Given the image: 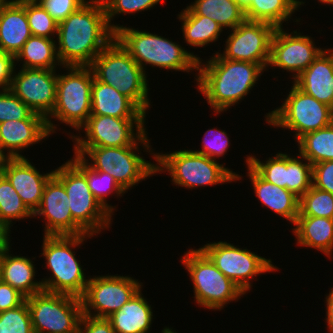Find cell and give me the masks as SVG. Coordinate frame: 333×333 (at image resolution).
<instances>
[{"mask_svg":"<svg viewBox=\"0 0 333 333\" xmlns=\"http://www.w3.org/2000/svg\"><path fill=\"white\" fill-rule=\"evenodd\" d=\"M57 56L61 66H90L114 39L101 0H88L58 23Z\"/></svg>","mask_w":333,"mask_h":333,"instance_id":"1","label":"cell"},{"mask_svg":"<svg viewBox=\"0 0 333 333\" xmlns=\"http://www.w3.org/2000/svg\"><path fill=\"white\" fill-rule=\"evenodd\" d=\"M202 61H198L197 89L217 115L241 102L267 70L257 63L225 59L217 51L205 64Z\"/></svg>","mask_w":333,"mask_h":333,"instance_id":"2","label":"cell"},{"mask_svg":"<svg viewBox=\"0 0 333 333\" xmlns=\"http://www.w3.org/2000/svg\"><path fill=\"white\" fill-rule=\"evenodd\" d=\"M115 39L144 71L148 64L159 69L187 73L198 70V61L201 60L198 55L190 53L180 44L169 40V38L158 36L156 33L118 24Z\"/></svg>","mask_w":333,"mask_h":333,"instance_id":"3","label":"cell"},{"mask_svg":"<svg viewBox=\"0 0 333 333\" xmlns=\"http://www.w3.org/2000/svg\"><path fill=\"white\" fill-rule=\"evenodd\" d=\"M86 238L92 235H44L41 256L46 259L45 268L52 274L41 280L44 291L83 296L89 277L86 279L73 248L81 246Z\"/></svg>","mask_w":333,"mask_h":333,"instance_id":"4","label":"cell"},{"mask_svg":"<svg viewBox=\"0 0 333 333\" xmlns=\"http://www.w3.org/2000/svg\"><path fill=\"white\" fill-rule=\"evenodd\" d=\"M147 138L145 134L135 145L124 147H73L74 155L82 158L93 170L109 172L126 192L147 177L156 175V164L138 155L140 151L138 146L142 144L146 152H151L155 160V153L152 152L151 143H149L150 139Z\"/></svg>","mask_w":333,"mask_h":333,"instance_id":"5","label":"cell"},{"mask_svg":"<svg viewBox=\"0 0 333 333\" xmlns=\"http://www.w3.org/2000/svg\"><path fill=\"white\" fill-rule=\"evenodd\" d=\"M89 67L96 80L117 89L146 114L151 105L146 71L116 39L94 58Z\"/></svg>","mask_w":333,"mask_h":333,"instance_id":"6","label":"cell"},{"mask_svg":"<svg viewBox=\"0 0 333 333\" xmlns=\"http://www.w3.org/2000/svg\"><path fill=\"white\" fill-rule=\"evenodd\" d=\"M156 173L168 172L173 184L191 190L198 187L214 186L240 180L236 174L223 164L191 149L174 151L170 154L155 152Z\"/></svg>","mask_w":333,"mask_h":333,"instance_id":"7","label":"cell"},{"mask_svg":"<svg viewBox=\"0 0 333 333\" xmlns=\"http://www.w3.org/2000/svg\"><path fill=\"white\" fill-rule=\"evenodd\" d=\"M68 72L58 74L56 102L52 113L46 118L50 134L56 133V119L76 131L87 122L91 115V92L93 72L89 66L64 67Z\"/></svg>","mask_w":333,"mask_h":333,"instance_id":"8","label":"cell"},{"mask_svg":"<svg viewBox=\"0 0 333 333\" xmlns=\"http://www.w3.org/2000/svg\"><path fill=\"white\" fill-rule=\"evenodd\" d=\"M184 253L181 262L193 283L195 303L209 310H222L245 295L199 248Z\"/></svg>","mask_w":333,"mask_h":333,"instance_id":"9","label":"cell"},{"mask_svg":"<svg viewBox=\"0 0 333 333\" xmlns=\"http://www.w3.org/2000/svg\"><path fill=\"white\" fill-rule=\"evenodd\" d=\"M54 176L66 189L73 221L86 234L94 236L110 228L114 214L93 196L86 175L71 160L57 167Z\"/></svg>","mask_w":333,"mask_h":333,"instance_id":"10","label":"cell"},{"mask_svg":"<svg viewBox=\"0 0 333 333\" xmlns=\"http://www.w3.org/2000/svg\"><path fill=\"white\" fill-rule=\"evenodd\" d=\"M284 103L264 116L273 127L293 130L296 141L333 122L331 107L300 90L294 83Z\"/></svg>","mask_w":333,"mask_h":333,"instance_id":"11","label":"cell"},{"mask_svg":"<svg viewBox=\"0 0 333 333\" xmlns=\"http://www.w3.org/2000/svg\"><path fill=\"white\" fill-rule=\"evenodd\" d=\"M34 333H76L83 315L81 298L42 291L27 297Z\"/></svg>","mask_w":333,"mask_h":333,"instance_id":"12","label":"cell"},{"mask_svg":"<svg viewBox=\"0 0 333 333\" xmlns=\"http://www.w3.org/2000/svg\"><path fill=\"white\" fill-rule=\"evenodd\" d=\"M214 265L245 294L252 288L251 279L257 275L277 271L271 259L264 258L247 248L219 241L210 242L199 248Z\"/></svg>","mask_w":333,"mask_h":333,"instance_id":"13","label":"cell"},{"mask_svg":"<svg viewBox=\"0 0 333 333\" xmlns=\"http://www.w3.org/2000/svg\"><path fill=\"white\" fill-rule=\"evenodd\" d=\"M145 120V118L90 115L87 122L80 128L85 131V137L82 138L80 132L79 136L70 135V137L74 140V147L132 146L147 133Z\"/></svg>","mask_w":333,"mask_h":333,"instance_id":"14","label":"cell"},{"mask_svg":"<svg viewBox=\"0 0 333 333\" xmlns=\"http://www.w3.org/2000/svg\"><path fill=\"white\" fill-rule=\"evenodd\" d=\"M142 284L130 276L118 274L90 277L81 297L83 314L108 318L120 310L142 288Z\"/></svg>","mask_w":333,"mask_h":333,"instance_id":"15","label":"cell"},{"mask_svg":"<svg viewBox=\"0 0 333 333\" xmlns=\"http://www.w3.org/2000/svg\"><path fill=\"white\" fill-rule=\"evenodd\" d=\"M275 30L272 24L245 20L231 30L225 49L219 54L225 59L257 63L267 69Z\"/></svg>","mask_w":333,"mask_h":333,"instance_id":"16","label":"cell"},{"mask_svg":"<svg viewBox=\"0 0 333 333\" xmlns=\"http://www.w3.org/2000/svg\"><path fill=\"white\" fill-rule=\"evenodd\" d=\"M12 75L9 89L32 111L47 118L56 102V69L21 68Z\"/></svg>","mask_w":333,"mask_h":333,"instance_id":"17","label":"cell"},{"mask_svg":"<svg viewBox=\"0 0 333 333\" xmlns=\"http://www.w3.org/2000/svg\"><path fill=\"white\" fill-rule=\"evenodd\" d=\"M311 39L297 30L289 34L283 27L276 28L271 41L268 68L278 67L291 72L294 81L324 50Z\"/></svg>","mask_w":333,"mask_h":333,"instance_id":"18","label":"cell"},{"mask_svg":"<svg viewBox=\"0 0 333 333\" xmlns=\"http://www.w3.org/2000/svg\"><path fill=\"white\" fill-rule=\"evenodd\" d=\"M35 216L44 217V235L86 234L73 221L66 189L54 175L45 185L40 206L33 213Z\"/></svg>","mask_w":333,"mask_h":333,"instance_id":"19","label":"cell"},{"mask_svg":"<svg viewBox=\"0 0 333 333\" xmlns=\"http://www.w3.org/2000/svg\"><path fill=\"white\" fill-rule=\"evenodd\" d=\"M1 173L8 179L22 202L34 213L40 206L43 191L54 170L41 174L25 157L7 158Z\"/></svg>","mask_w":333,"mask_h":333,"instance_id":"20","label":"cell"},{"mask_svg":"<svg viewBox=\"0 0 333 333\" xmlns=\"http://www.w3.org/2000/svg\"><path fill=\"white\" fill-rule=\"evenodd\" d=\"M50 135L46 119L8 120L0 123V150L7 158L25 157L22 150Z\"/></svg>","mask_w":333,"mask_h":333,"instance_id":"21","label":"cell"},{"mask_svg":"<svg viewBox=\"0 0 333 333\" xmlns=\"http://www.w3.org/2000/svg\"><path fill=\"white\" fill-rule=\"evenodd\" d=\"M304 93L333 106V49H325L292 82Z\"/></svg>","mask_w":333,"mask_h":333,"instance_id":"22","label":"cell"},{"mask_svg":"<svg viewBox=\"0 0 333 333\" xmlns=\"http://www.w3.org/2000/svg\"><path fill=\"white\" fill-rule=\"evenodd\" d=\"M249 177L256 197L280 217L289 220L293 225L299 214V197L286 188L279 187L263 179L250 165L249 156L245 160Z\"/></svg>","mask_w":333,"mask_h":333,"instance_id":"23","label":"cell"},{"mask_svg":"<svg viewBox=\"0 0 333 333\" xmlns=\"http://www.w3.org/2000/svg\"><path fill=\"white\" fill-rule=\"evenodd\" d=\"M31 36L24 6L8 0L0 9V51L15 58Z\"/></svg>","mask_w":333,"mask_h":333,"instance_id":"24","label":"cell"},{"mask_svg":"<svg viewBox=\"0 0 333 333\" xmlns=\"http://www.w3.org/2000/svg\"><path fill=\"white\" fill-rule=\"evenodd\" d=\"M10 248L0 252V280L17 289L26 298L44 291L42 282L35 279V265L28 257L9 253Z\"/></svg>","mask_w":333,"mask_h":333,"instance_id":"25","label":"cell"},{"mask_svg":"<svg viewBox=\"0 0 333 333\" xmlns=\"http://www.w3.org/2000/svg\"><path fill=\"white\" fill-rule=\"evenodd\" d=\"M91 115L116 118H145L146 114L127 96L112 86L93 78Z\"/></svg>","mask_w":333,"mask_h":333,"instance_id":"26","label":"cell"},{"mask_svg":"<svg viewBox=\"0 0 333 333\" xmlns=\"http://www.w3.org/2000/svg\"><path fill=\"white\" fill-rule=\"evenodd\" d=\"M142 288L107 319L111 322L115 333H148L153 321V310L146 298L142 296Z\"/></svg>","mask_w":333,"mask_h":333,"instance_id":"27","label":"cell"},{"mask_svg":"<svg viewBox=\"0 0 333 333\" xmlns=\"http://www.w3.org/2000/svg\"><path fill=\"white\" fill-rule=\"evenodd\" d=\"M296 244L315 248L329 259L333 251V219L314 216H297L292 230Z\"/></svg>","mask_w":333,"mask_h":333,"instance_id":"28","label":"cell"},{"mask_svg":"<svg viewBox=\"0 0 333 333\" xmlns=\"http://www.w3.org/2000/svg\"><path fill=\"white\" fill-rule=\"evenodd\" d=\"M302 4L305 2L299 0H252L244 14L248 21L266 22L281 28Z\"/></svg>","mask_w":333,"mask_h":333,"instance_id":"29","label":"cell"},{"mask_svg":"<svg viewBox=\"0 0 333 333\" xmlns=\"http://www.w3.org/2000/svg\"><path fill=\"white\" fill-rule=\"evenodd\" d=\"M56 44L54 39L32 35L14 60L21 61L22 68L56 69L61 67Z\"/></svg>","mask_w":333,"mask_h":333,"instance_id":"30","label":"cell"},{"mask_svg":"<svg viewBox=\"0 0 333 333\" xmlns=\"http://www.w3.org/2000/svg\"><path fill=\"white\" fill-rule=\"evenodd\" d=\"M178 19L182 21V33L189 46H209L218 40L223 31L217 22L209 17L194 15L187 7L178 14Z\"/></svg>","mask_w":333,"mask_h":333,"instance_id":"31","label":"cell"},{"mask_svg":"<svg viewBox=\"0 0 333 333\" xmlns=\"http://www.w3.org/2000/svg\"><path fill=\"white\" fill-rule=\"evenodd\" d=\"M187 8L194 15L209 17L229 31L246 20L244 10L234 0H195Z\"/></svg>","mask_w":333,"mask_h":333,"instance_id":"32","label":"cell"},{"mask_svg":"<svg viewBox=\"0 0 333 333\" xmlns=\"http://www.w3.org/2000/svg\"><path fill=\"white\" fill-rule=\"evenodd\" d=\"M299 154L312 165L333 160V122L324 128L304 134L297 140Z\"/></svg>","mask_w":333,"mask_h":333,"instance_id":"33","label":"cell"},{"mask_svg":"<svg viewBox=\"0 0 333 333\" xmlns=\"http://www.w3.org/2000/svg\"><path fill=\"white\" fill-rule=\"evenodd\" d=\"M85 175L89 189L93 196L101 202L112 214L115 211V206L109 205L106 197L111 193H116L115 196H122L125 191L118 185L109 172L96 171L90 168L82 158L74 155L70 159Z\"/></svg>","mask_w":333,"mask_h":333,"instance_id":"34","label":"cell"},{"mask_svg":"<svg viewBox=\"0 0 333 333\" xmlns=\"http://www.w3.org/2000/svg\"><path fill=\"white\" fill-rule=\"evenodd\" d=\"M0 216L9 226H13L14 220L33 217V213L22 202L21 197L2 173H0Z\"/></svg>","mask_w":333,"mask_h":333,"instance_id":"35","label":"cell"},{"mask_svg":"<svg viewBox=\"0 0 333 333\" xmlns=\"http://www.w3.org/2000/svg\"><path fill=\"white\" fill-rule=\"evenodd\" d=\"M26 10V16L33 36L54 39L57 35L58 22L44 9L37 0H18Z\"/></svg>","mask_w":333,"mask_h":333,"instance_id":"36","label":"cell"},{"mask_svg":"<svg viewBox=\"0 0 333 333\" xmlns=\"http://www.w3.org/2000/svg\"><path fill=\"white\" fill-rule=\"evenodd\" d=\"M249 165L266 181L287 189V153L278 152L266 161L249 155Z\"/></svg>","mask_w":333,"mask_h":333,"instance_id":"37","label":"cell"},{"mask_svg":"<svg viewBox=\"0 0 333 333\" xmlns=\"http://www.w3.org/2000/svg\"><path fill=\"white\" fill-rule=\"evenodd\" d=\"M298 216H314L333 219V194L311 186L299 198Z\"/></svg>","mask_w":333,"mask_h":333,"instance_id":"38","label":"cell"},{"mask_svg":"<svg viewBox=\"0 0 333 333\" xmlns=\"http://www.w3.org/2000/svg\"><path fill=\"white\" fill-rule=\"evenodd\" d=\"M311 186L312 164L300 154H287V190L300 198Z\"/></svg>","mask_w":333,"mask_h":333,"instance_id":"39","label":"cell"},{"mask_svg":"<svg viewBox=\"0 0 333 333\" xmlns=\"http://www.w3.org/2000/svg\"><path fill=\"white\" fill-rule=\"evenodd\" d=\"M46 119L32 111L9 88L0 89V123L8 120Z\"/></svg>","mask_w":333,"mask_h":333,"instance_id":"40","label":"cell"},{"mask_svg":"<svg viewBox=\"0 0 333 333\" xmlns=\"http://www.w3.org/2000/svg\"><path fill=\"white\" fill-rule=\"evenodd\" d=\"M0 333H34L26 300L16 308L0 312Z\"/></svg>","mask_w":333,"mask_h":333,"instance_id":"41","label":"cell"},{"mask_svg":"<svg viewBox=\"0 0 333 333\" xmlns=\"http://www.w3.org/2000/svg\"><path fill=\"white\" fill-rule=\"evenodd\" d=\"M105 14L107 17V21L109 26L116 31L118 29V25L111 24V20L116 17L118 14H132L141 11H147L150 8H153L158 3L163 2V0H101Z\"/></svg>","mask_w":333,"mask_h":333,"instance_id":"42","label":"cell"},{"mask_svg":"<svg viewBox=\"0 0 333 333\" xmlns=\"http://www.w3.org/2000/svg\"><path fill=\"white\" fill-rule=\"evenodd\" d=\"M202 150H193L196 153L203 154L215 161L226 154L230 146L228 134L220 129H208L203 138Z\"/></svg>","mask_w":333,"mask_h":333,"instance_id":"43","label":"cell"},{"mask_svg":"<svg viewBox=\"0 0 333 333\" xmlns=\"http://www.w3.org/2000/svg\"><path fill=\"white\" fill-rule=\"evenodd\" d=\"M44 9L58 22L78 10L88 0H37Z\"/></svg>","mask_w":333,"mask_h":333,"instance_id":"44","label":"cell"},{"mask_svg":"<svg viewBox=\"0 0 333 333\" xmlns=\"http://www.w3.org/2000/svg\"><path fill=\"white\" fill-rule=\"evenodd\" d=\"M312 186L333 194V160L312 165Z\"/></svg>","mask_w":333,"mask_h":333,"instance_id":"45","label":"cell"},{"mask_svg":"<svg viewBox=\"0 0 333 333\" xmlns=\"http://www.w3.org/2000/svg\"><path fill=\"white\" fill-rule=\"evenodd\" d=\"M76 333H115L107 318H95L82 315Z\"/></svg>","mask_w":333,"mask_h":333,"instance_id":"46","label":"cell"},{"mask_svg":"<svg viewBox=\"0 0 333 333\" xmlns=\"http://www.w3.org/2000/svg\"><path fill=\"white\" fill-rule=\"evenodd\" d=\"M26 297L0 280V312L20 306Z\"/></svg>","mask_w":333,"mask_h":333,"instance_id":"47","label":"cell"},{"mask_svg":"<svg viewBox=\"0 0 333 333\" xmlns=\"http://www.w3.org/2000/svg\"><path fill=\"white\" fill-rule=\"evenodd\" d=\"M16 64L12 55L0 51V88H9Z\"/></svg>","mask_w":333,"mask_h":333,"instance_id":"48","label":"cell"},{"mask_svg":"<svg viewBox=\"0 0 333 333\" xmlns=\"http://www.w3.org/2000/svg\"><path fill=\"white\" fill-rule=\"evenodd\" d=\"M11 226H9L0 216V252L2 250L11 248L10 247V228ZM10 241V242H9Z\"/></svg>","mask_w":333,"mask_h":333,"instance_id":"49","label":"cell"},{"mask_svg":"<svg viewBox=\"0 0 333 333\" xmlns=\"http://www.w3.org/2000/svg\"><path fill=\"white\" fill-rule=\"evenodd\" d=\"M326 315L324 320L327 323L328 332L333 333V288L331 287L329 294L326 296Z\"/></svg>","mask_w":333,"mask_h":333,"instance_id":"50","label":"cell"},{"mask_svg":"<svg viewBox=\"0 0 333 333\" xmlns=\"http://www.w3.org/2000/svg\"><path fill=\"white\" fill-rule=\"evenodd\" d=\"M244 11L250 6L252 0H234Z\"/></svg>","mask_w":333,"mask_h":333,"instance_id":"51","label":"cell"},{"mask_svg":"<svg viewBox=\"0 0 333 333\" xmlns=\"http://www.w3.org/2000/svg\"><path fill=\"white\" fill-rule=\"evenodd\" d=\"M6 159H7V157L0 150V168H3L4 162Z\"/></svg>","mask_w":333,"mask_h":333,"instance_id":"52","label":"cell"},{"mask_svg":"<svg viewBox=\"0 0 333 333\" xmlns=\"http://www.w3.org/2000/svg\"><path fill=\"white\" fill-rule=\"evenodd\" d=\"M318 2L322 4H328V5H333V0H318Z\"/></svg>","mask_w":333,"mask_h":333,"instance_id":"53","label":"cell"},{"mask_svg":"<svg viewBox=\"0 0 333 333\" xmlns=\"http://www.w3.org/2000/svg\"><path fill=\"white\" fill-rule=\"evenodd\" d=\"M8 0H0V9L2 8V6L7 2Z\"/></svg>","mask_w":333,"mask_h":333,"instance_id":"54","label":"cell"}]
</instances>
